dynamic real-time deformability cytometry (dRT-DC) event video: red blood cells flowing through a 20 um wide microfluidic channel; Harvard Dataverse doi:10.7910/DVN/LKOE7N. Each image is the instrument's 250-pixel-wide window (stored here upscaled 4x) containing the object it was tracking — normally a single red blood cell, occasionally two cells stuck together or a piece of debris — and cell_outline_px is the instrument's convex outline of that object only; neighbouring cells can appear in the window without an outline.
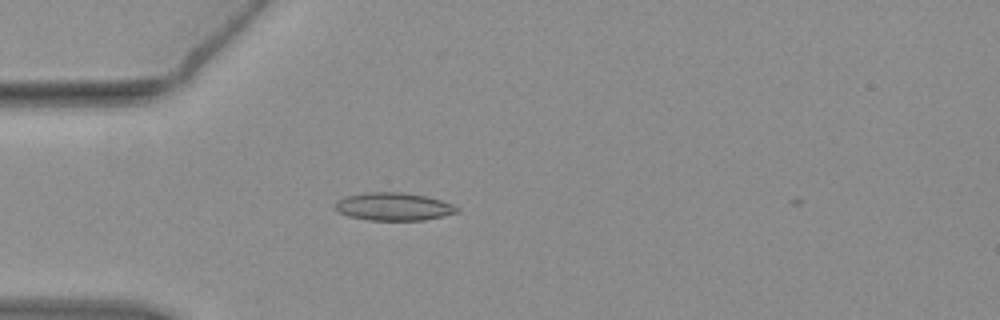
{"species": "common noctule bat (a hibernating species)", "species_latin": "Nyctalus noctula", "temperature_condition": "warm", "stored_images_in_passage": 40, "camera_frame_rate_fps": 3000, "um_per_image_px": 0.085, "animal": {"sex": "female", "body_mass_g": 19.3, "forearm_length_mm": 54.1}, "frame": {"image": 1, "passage_image": 2, "time_ms": 0.333, "image_size_px": [1000, 320], "cell_outline_px": [[460, 212], [424, 220], [368, 220], [348, 216], [340, 212], [332, 204], [336, 200], [344, 196], [368, 192], [404, 192], [424, 196], [440, 200], [452, 204], [460, 208]], "centroid_in_image_um": [33.43, 17.56], "position_along_channel_um": 51.6, "area_um2": 19.88}}
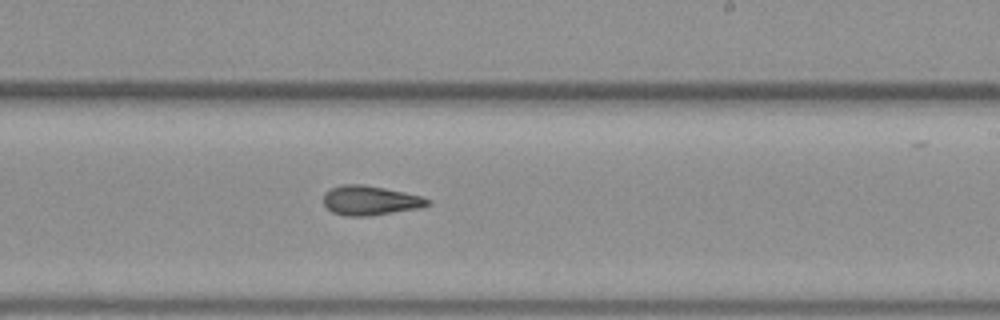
{"frame": {"image": 2, "passage_image": 19, "time_ms": 6.0, "image_size_px": [1000, 320], "cell_outline_px": [[432, 204], [420, 208], [368, 216], [344, 216], [332, 212], [324, 204], [324, 192], [340, 184], [364, 184], [404, 192], [420, 196], [432, 200]], "centroid_in_image_um": [31.47, 17.04], "position_along_channel_um": 257.5, "area_um2": 17.98}}
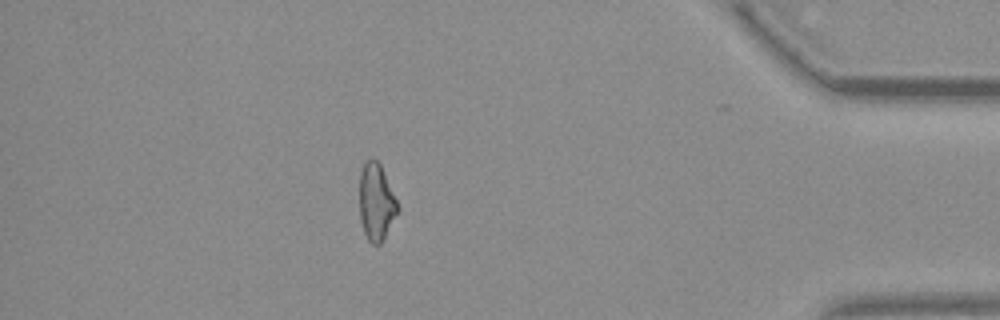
{"frame": {"image": 3, "passage_image": 34, "time_ms": 11.0, "image_size_px": [1000, 320], "cell_outline_px": [[400, 208], [380, 244], [372, 244], [368, 240], [364, 232], [360, 220], [360, 172], [364, 164], [372, 156], [380, 164]], "centroid_in_image_um": [31.97, 17.17], "position_along_channel_um": 403.2, "area_um2": 16.88}, "authors_computed_cell_mechanics": {"area_um2": 17.918, "velocity_mm_per_s": 3.8203, "shape_relaxation_time_tau1_ms": null, "shape_relaxation_time_tau2_ms": 3.439, "deformation_change_tau1": null, "deformation_change_tau2": 0.1178}}